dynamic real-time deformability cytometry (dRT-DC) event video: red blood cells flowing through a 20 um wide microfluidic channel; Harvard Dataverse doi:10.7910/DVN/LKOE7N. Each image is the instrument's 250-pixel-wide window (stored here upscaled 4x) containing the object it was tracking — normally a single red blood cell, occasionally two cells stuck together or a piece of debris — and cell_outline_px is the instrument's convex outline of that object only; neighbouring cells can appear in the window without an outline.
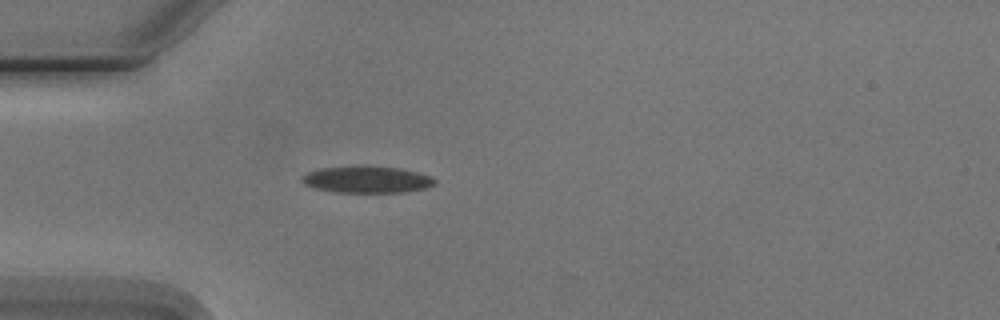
{"species": "Egyptian fruit bat (a non-hibernating species)", "species_latin": "Rousettus aegyptiacus", "temperature_condition": "cold", "stored_images_in_passage": 3, "camera_frame_rate_fps": 3000, "um_per_image_px": 0.085, "animal": {"sex": "male"}, "frame": {"image": 1, "passage_image": 3, "time_ms": 3.333, "image_size_px": [1000, 320], "cell_outline_px": [[436, 184], [424, 188], [404, 192], [340, 192], [316, 188], [304, 184], [300, 180], [300, 176], [308, 172], [320, 168], [352, 164], [372, 164], [400, 168], [432, 176], [436, 180]], "centroid_in_image_um": [31.17, 15.21], "position_along_channel_um": 53.8, "area_um2": 21.33}}